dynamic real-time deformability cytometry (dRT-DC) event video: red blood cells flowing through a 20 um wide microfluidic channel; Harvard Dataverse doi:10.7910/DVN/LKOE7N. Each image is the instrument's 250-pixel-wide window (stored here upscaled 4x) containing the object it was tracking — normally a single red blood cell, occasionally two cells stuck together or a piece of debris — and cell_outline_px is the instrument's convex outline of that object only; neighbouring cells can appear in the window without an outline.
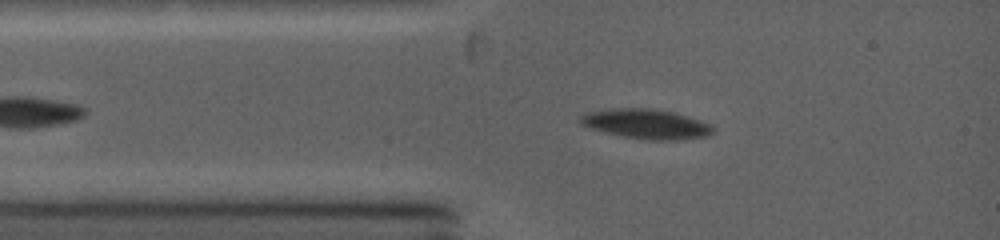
{"species": "common noctule bat (a hibernating species)", "species_latin": "Nyctalus noctula", "temperature_condition": "warm", "stored_images_in_passage": 25, "camera_frame_rate_fps": 5000, "um_per_image_px": 0.085, "animal": {"sex": "female", "body_mass_g": 19.0, "forearm_length_mm": 53.3}, "frame": {"image": 1, "passage_image": 3, "time_ms": 1.4, "image_size_px": [1000, 240], "cell_outline_px": [[716, 132], [708, 136], [684, 140], [648, 140], [620, 136], [592, 128], [580, 124], [580, 116], [584, 112], [612, 108], [652, 108], [676, 112], [712, 124], [716, 128]], "centroid_in_image_um": [55.0, 10.54], "position_along_channel_um": 30.0, "area_um2": 23.47}}
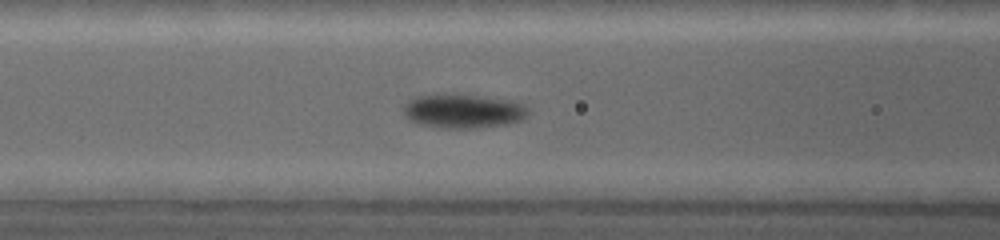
{"frame": {"image": 2, "passage_image": 9, "time_ms": 4.0, "image_size_px": [1000, 240], "cell_outline_px": [[528, 112], [524, 120], [508, 124], [472, 128], [448, 128], [416, 124], [408, 120], [404, 116], [404, 104], [408, 100], [416, 96], [436, 92], [452, 92], [512, 100], [524, 104], [528, 108]], "centroid_in_image_um": [39.33, 9.4], "position_along_channel_um": 127.3, "area_um2": 25.66}}
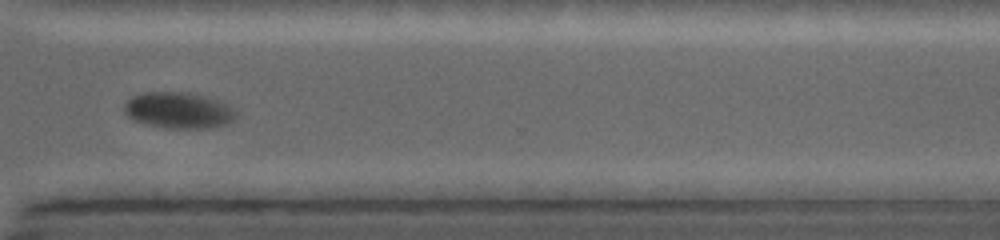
{"frame": {"image": 3, "passage_image": 22, "time_ms": 9.6, "image_size_px": [1000, 240], "cell_outline_px": [[236, 116], [228, 124], [208, 128], [168, 128], [148, 124], [132, 120], [124, 112], [124, 104], [132, 96], [144, 92], [188, 92], [216, 100], [228, 104], [236, 112]], "centroid_in_image_um": [15.16, 9.38], "position_along_channel_um": 355.4, "area_um2": 23.47}, "authors_computed_cell_mechanics": {"area_um2": 23.7558, "velocity_mm_per_s": 4.0732, "shape_relaxation_time_tau1_ms": 1.9038, "shape_relaxation_time_tau2_ms": null, "deformation_change_tau1": 0.1045, "deformation_change_tau2": null}}